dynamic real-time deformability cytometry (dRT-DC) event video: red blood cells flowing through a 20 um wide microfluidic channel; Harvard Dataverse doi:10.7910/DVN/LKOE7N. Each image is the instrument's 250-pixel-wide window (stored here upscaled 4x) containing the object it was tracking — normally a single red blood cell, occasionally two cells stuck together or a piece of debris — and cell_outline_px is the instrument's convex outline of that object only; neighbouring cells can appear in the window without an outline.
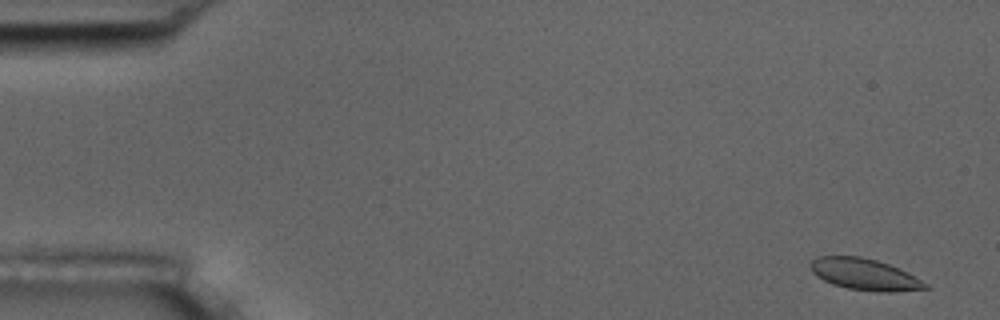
{"species": "common noctule bat (a hibernating species)", "species_latin": "Nyctalus noctula", "temperature_condition": "room temperature", "stored_images_in_passage": 6, "segment_of_instrument_passage": [1, 2], "camera_frame_rate_fps": 3000, "um_per_image_px": 0.085, "animal": {"sex": "male", "body_mass_g": 17.5, "forearm_length_mm": 52.3}, "frame": {"image": 1, "passage_image": 1, "time_ms": 0.0, "image_size_px": [1000, 320], "cell_outline_px": [[928, 288], [888, 292], [880, 292], [848, 288], [832, 284], [816, 276], [812, 272], [812, 260], [816, 256], [860, 256], [876, 260], [900, 268], [928, 284]], "centroid_in_image_um": [73.48, 23.31], "position_along_channel_um": 11.5, "area_um2": 20.81}}
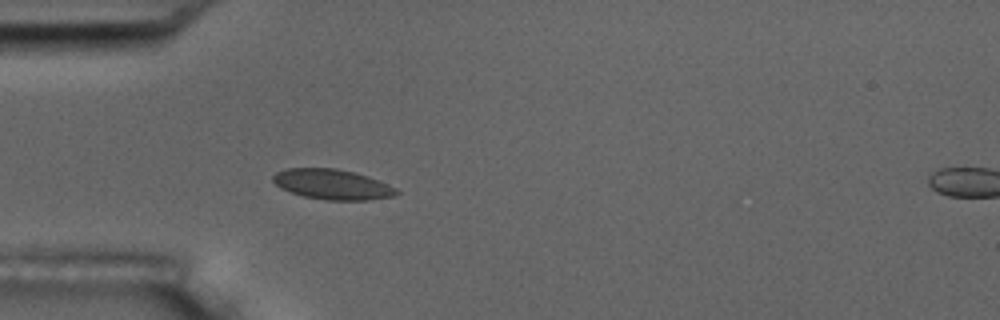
{"frame": {"image": 2, "passage_image": 5, "time_ms": 4.667, "image_size_px": [1000, 320], "cell_outline_px": [[400, 192], [392, 196], [368, 200], [328, 200], [304, 196], [280, 188], [272, 180], [272, 176], [276, 172], [288, 168], [336, 168], [368, 176], [388, 184], [396, 188]], "centroid_in_image_um": [28.24, 15.67], "position_along_channel_um": 56.8, "area_um2": 21.56}}